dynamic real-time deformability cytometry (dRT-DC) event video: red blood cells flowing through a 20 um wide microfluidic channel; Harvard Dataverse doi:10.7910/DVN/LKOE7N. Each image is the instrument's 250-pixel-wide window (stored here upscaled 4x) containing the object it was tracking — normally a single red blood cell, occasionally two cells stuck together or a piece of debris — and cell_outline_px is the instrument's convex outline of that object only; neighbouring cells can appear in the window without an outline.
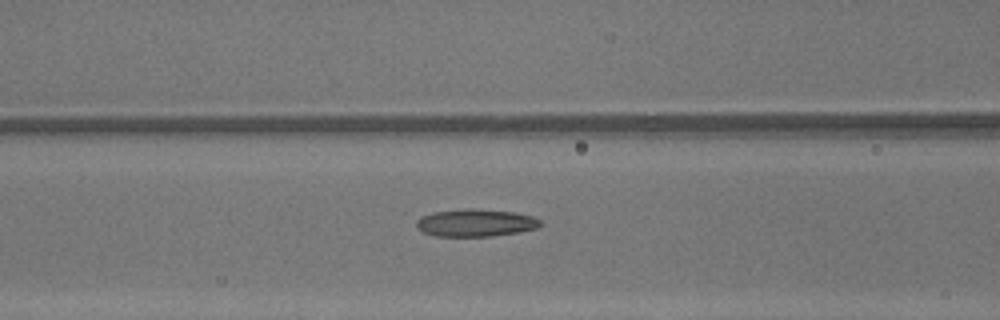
{"species": "common noctule bat (a hibernating species)", "species_latin": "Nyctalus noctula", "temperature_condition": "warm", "stored_images_in_passage": 47, "camera_frame_rate_fps": 3000, "um_per_image_px": 0.085, "animal": {"sex": "male", "body_mass_g": 13.3}, "frame": {"image": 1, "passage_image": 20, "time_ms": 6.333, "image_size_px": [1000, 320], "cell_outline_px": [[544, 224], [536, 228], [520, 232], [492, 236], [436, 236], [424, 232], [416, 224], [416, 220], [420, 216], [432, 212], [468, 208], [512, 212], [532, 216], [540, 220]], "centroid_in_image_um": [40.43, 18.94], "position_along_channel_um": 126.2, "area_um2": 19.77}}
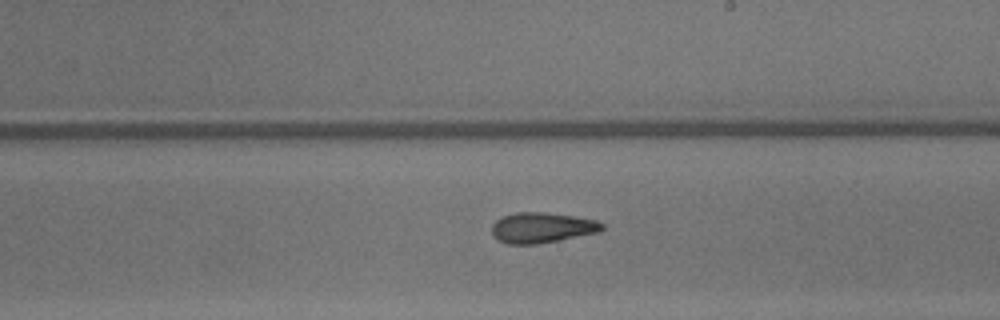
{"frame": {"image": 2, "passage_image": 28, "time_ms": 9.0, "image_size_px": [1000, 320], "cell_outline_px": [[604, 228], [600, 232], [536, 244], [508, 244], [496, 240], [492, 236], [492, 224], [496, 220], [504, 216], [516, 212], [544, 212], [572, 216], [596, 220], [604, 224]], "centroid_in_image_um": [46.04, 19.35], "position_along_channel_um": 243.0, "area_um2": 19.54}}
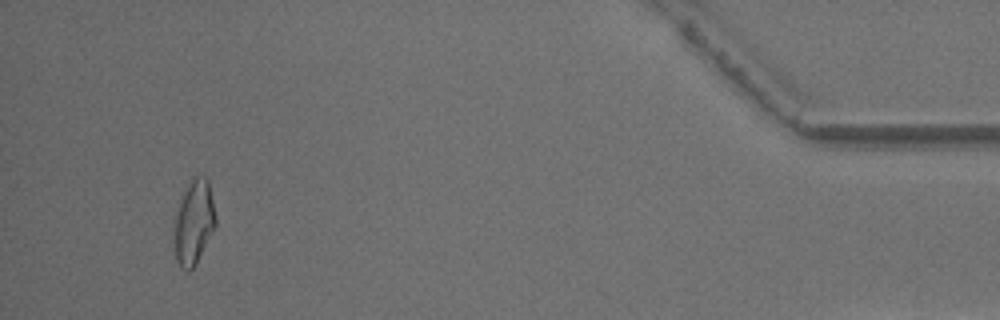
{"frame": {"image": 3, "passage_image": 45, "time_ms": 14.667, "image_size_px": [1000, 320], "cell_outline_px": [[216, 224], [196, 264], [188, 272], [180, 268], [176, 260], [172, 240], [172, 216], [180, 196], [192, 180], [196, 176], [204, 176], [208, 180], [216, 220]], "centroid_in_image_um": [16.39, 18.93], "position_along_channel_um": 418.8, "area_um2": 20.98}, "authors_computed_cell_mechanics": {"area_um2": 19.7676, "velocity_mm_per_s": 4.3819, "shape_relaxation_time_tau1_ms": null, "shape_relaxation_time_tau2_ms": 2.584, "deformation_change_tau1": null, "deformation_change_tau2": 0.1226}}